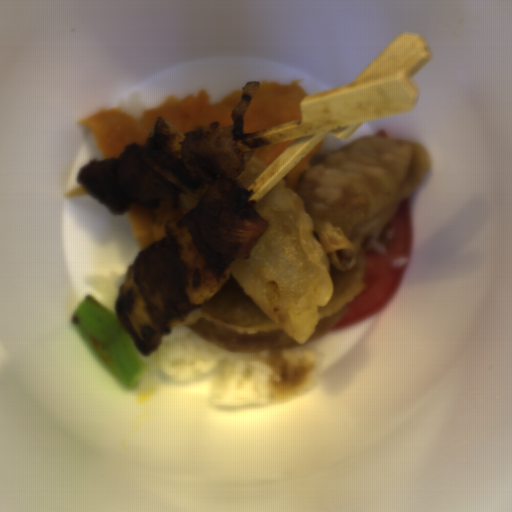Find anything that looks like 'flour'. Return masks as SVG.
Returning a JSON list of instances; mask_svg holds the SVG:
<instances>
[{
  "mask_svg": "<svg viewBox=\"0 0 512 512\" xmlns=\"http://www.w3.org/2000/svg\"><path fill=\"white\" fill-rule=\"evenodd\" d=\"M268 168L266 162L251 156L246 158L243 171L235 179L248 190Z\"/></svg>",
  "mask_w": 512,
  "mask_h": 512,
  "instance_id": "obj_2",
  "label": "flour"
},
{
  "mask_svg": "<svg viewBox=\"0 0 512 512\" xmlns=\"http://www.w3.org/2000/svg\"><path fill=\"white\" fill-rule=\"evenodd\" d=\"M197 202L198 199L184 191L183 193L180 194L177 203L185 215L191 208H193L196 205Z\"/></svg>",
  "mask_w": 512,
  "mask_h": 512,
  "instance_id": "obj_3",
  "label": "flour"
},
{
  "mask_svg": "<svg viewBox=\"0 0 512 512\" xmlns=\"http://www.w3.org/2000/svg\"><path fill=\"white\" fill-rule=\"evenodd\" d=\"M433 168L421 142L371 134L317 157L295 189L282 179L256 201L269 224L250 258L172 323L224 352L309 345L361 292L374 238Z\"/></svg>",
  "mask_w": 512,
  "mask_h": 512,
  "instance_id": "obj_1",
  "label": "flour"
}]
</instances>
